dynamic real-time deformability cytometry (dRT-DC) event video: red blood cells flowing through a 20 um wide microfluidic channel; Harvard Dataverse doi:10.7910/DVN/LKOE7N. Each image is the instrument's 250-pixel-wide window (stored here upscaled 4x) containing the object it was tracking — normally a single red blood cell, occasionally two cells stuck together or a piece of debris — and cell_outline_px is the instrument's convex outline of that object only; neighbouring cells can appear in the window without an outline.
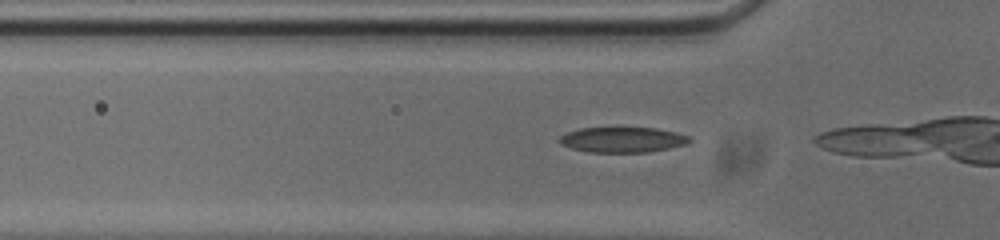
{"species": "common noctule bat (a hibernating species)", "species_latin": "Nyctalus noctula", "temperature_condition": "cold", "stored_images_in_passage": 8, "camera_frame_rate_fps": 3000, "um_per_image_px": 0.085, "animal": {"sex": "male", "body_mass_g": 20.0, "forearm_length_mm": 53.3}, "frame": {"image": 1, "passage_image": 6, "time_ms": 1.667, "image_size_px": [1000, 240], "cell_outline_px": [[692, 140], [688, 144], [648, 152], [588, 152], [572, 148], [560, 144], [556, 140], [560, 136], [568, 132], [580, 128], [656, 128], [676, 132], [688, 136]], "centroid_in_image_um": [52.9, 11.88], "position_along_channel_um": 72.9, "area_um2": 19.19}}